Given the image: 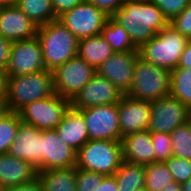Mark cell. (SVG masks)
I'll return each instance as SVG.
<instances>
[{"label": "cell", "instance_id": "7dc6e473", "mask_svg": "<svg viewBox=\"0 0 191 191\" xmlns=\"http://www.w3.org/2000/svg\"><path fill=\"white\" fill-rule=\"evenodd\" d=\"M186 122L191 126V104L187 106V120Z\"/></svg>", "mask_w": 191, "mask_h": 191}, {"label": "cell", "instance_id": "30bf717a", "mask_svg": "<svg viewBox=\"0 0 191 191\" xmlns=\"http://www.w3.org/2000/svg\"><path fill=\"white\" fill-rule=\"evenodd\" d=\"M45 70L40 41L37 37L13 42L6 77L28 75Z\"/></svg>", "mask_w": 191, "mask_h": 191}, {"label": "cell", "instance_id": "d6a6232c", "mask_svg": "<svg viewBox=\"0 0 191 191\" xmlns=\"http://www.w3.org/2000/svg\"><path fill=\"white\" fill-rule=\"evenodd\" d=\"M105 175L76 168V191H97Z\"/></svg>", "mask_w": 191, "mask_h": 191}, {"label": "cell", "instance_id": "7bdbcfd3", "mask_svg": "<svg viewBox=\"0 0 191 191\" xmlns=\"http://www.w3.org/2000/svg\"><path fill=\"white\" fill-rule=\"evenodd\" d=\"M161 191H182V186L180 183L174 181L167 184Z\"/></svg>", "mask_w": 191, "mask_h": 191}, {"label": "cell", "instance_id": "52a82bcc", "mask_svg": "<svg viewBox=\"0 0 191 191\" xmlns=\"http://www.w3.org/2000/svg\"><path fill=\"white\" fill-rule=\"evenodd\" d=\"M70 106L69 99L55 93L25 105L18 114L22 122L33 125L39 130H50L57 127Z\"/></svg>", "mask_w": 191, "mask_h": 191}, {"label": "cell", "instance_id": "8fae6325", "mask_svg": "<svg viewBox=\"0 0 191 191\" xmlns=\"http://www.w3.org/2000/svg\"><path fill=\"white\" fill-rule=\"evenodd\" d=\"M86 122L89 140H120L118 104L79 110Z\"/></svg>", "mask_w": 191, "mask_h": 191}, {"label": "cell", "instance_id": "6da1fadb", "mask_svg": "<svg viewBox=\"0 0 191 191\" xmlns=\"http://www.w3.org/2000/svg\"><path fill=\"white\" fill-rule=\"evenodd\" d=\"M111 18L124 28L138 49L169 25L152 1L128 0Z\"/></svg>", "mask_w": 191, "mask_h": 191}, {"label": "cell", "instance_id": "8992f818", "mask_svg": "<svg viewBox=\"0 0 191 191\" xmlns=\"http://www.w3.org/2000/svg\"><path fill=\"white\" fill-rule=\"evenodd\" d=\"M171 72L137 57L133 82L127 95L153 102L170 95Z\"/></svg>", "mask_w": 191, "mask_h": 191}, {"label": "cell", "instance_id": "ac0fdd59", "mask_svg": "<svg viewBox=\"0 0 191 191\" xmlns=\"http://www.w3.org/2000/svg\"><path fill=\"white\" fill-rule=\"evenodd\" d=\"M36 26L16 5L0 8V37L12 42L36 37Z\"/></svg>", "mask_w": 191, "mask_h": 191}, {"label": "cell", "instance_id": "bcb514c9", "mask_svg": "<svg viewBox=\"0 0 191 191\" xmlns=\"http://www.w3.org/2000/svg\"><path fill=\"white\" fill-rule=\"evenodd\" d=\"M181 186H182V191H191V178L186 182L182 183Z\"/></svg>", "mask_w": 191, "mask_h": 191}, {"label": "cell", "instance_id": "d6986e66", "mask_svg": "<svg viewBox=\"0 0 191 191\" xmlns=\"http://www.w3.org/2000/svg\"><path fill=\"white\" fill-rule=\"evenodd\" d=\"M37 177V169L25 160L9 153L0 154V190L29 183Z\"/></svg>", "mask_w": 191, "mask_h": 191}, {"label": "cell", "instance_id": "836d02e7", "mask_svg": "<svg viewBox=\"0 0 191 191\" xmlns=\"http://www.w3.org/2000/svg\"><path fill=\"white\" fill-rule=\"evenodd\" d=\"M170 22L175 16L182 13L189 5L190 0H152Z\"/></svg>", "mask_w": 191, "mask_h": 191}, {"label": "cell", "instance_id": "3957f363", "mask_svg": "<svg viewBox=\"0 0 191 191\" xmlns=\"http://www.w3.org/2000/svg\"><path fill=\"white\" fill-rule=\"evenodd\" d=\"M36 37L40 41L43 63L48 71L77 56L79 40L58 20L39 26Z\"/></svg>", "mask_w": 191, "mask_h": 191}, {"label": "cell", "instance_id": "cb8c5ba5", "mask_svg": "<svg viewBox=\"0 0 191 191\" xmlns=\"http://www.w3.org/2000/svg\"><path fill=\"white\" fill-rule=\"evenodd\" d=\"M114 176L119 191H138L145 188V165L123 161Z\"/></svg>", "mask_w": 191, "mask_h": 191}, {"label": "cell", "instance_id": "1f68e13d", "mask_svg": "<svg viewBox=\"0 0 191 191\" xmlns=\"http://www.w3.org/2000/svg\"><path fill=\"white\" fill-rule=\"evenodd\" d=\"M165 164L177 183L182 184L191 178L190 160L171 156Z\"/></svg>", "mask_w": 191, "mask_h": 191}, {"label": "cell", "instance_id": "74e56055", "mask_svg": "<svg viewBox=\"0 0 191 191\" xmlns=\"http://www.w3.org/2000/svg\"><path fill=\"white\" fill-rule=\"evenodd\" d=\"M13 42L0 37V69L6 70Z\"/></svg>", "mask_w": 191, "mask_h": 191}, {"label": "cell", "instance_id": "2e32d148", "mask_svg": "<svg viewBox=\"0 0 191 191\" xmlns=\"http://www.w3.org/2000/svg\"><path fill=\"white\" fill-rule=\"evenodd\" d=\"M8 153L42 171V130L21 122Z\"/></svg>", "mask_w": 191, "mask_h": 191}, {"label": "cell", "instance_id": "d4e9b609", "mask_svg": "<svg viewBox=\"0 0 191 191\" xmlns=\"http://www.w3.org/2000/svg\"><path fill=\"white\" fill-rule=\"evenodd\" d=\"M15 5L38 27L58 19L51 0H16Z\"/></svg>", "mask_w": 191, "mask_h": 191}, {"label": "cell", "instance_id": "c3c4849f", "mask_svg": "<svg viewBox=\"0 0 191 191\" xmlns=\"http://www.w3.org/2000/svg\"><path fill=\"white\" fill-rule=\"evenodd\" d=\"M132 1H152V0H132Z\"/></svg>", "mask_w": 191, "mask_h": 191}, {"label": "cell", "instance_id": "b9f144b4", "mask_svg": "<svg viewBox=\"0 0 191 191\" xmlns=\"http://www.w3.org/2000/svg\"><path fill=\"white\" fill-rule=\"evenodd\" d=\"M6 76L5 71L0 69V99L5 98Z\"/></svg>", "mask_w": 191, "mask_h": 191}, {"label": "cell", "instance_id": "7a4b0ae2", "mask_svg": "<svg viewBox=\"0 0 191 191\" xmlns=\"http://www.w3.org/2000/svg\"><path fill=\"white\" fill-rule=\"evenodd\" d=\"M55 94L53 72L6 77L5 103L10 112H18L25 105Z\"/></svg>", "mask_w": 191, "mask_h": 191}, {"label": "cell", "instance_id": "f1b7e54d", "mask_svg": "<svg viewBox=\"0 0 191 191\" xmlns=\"http://www.w3.org/2000/svg\"><path fill=\"white\" fill-rule=\"evenodd\" d=\"M173 156L191 161V126L186 122L171 133Z\"/></svg>", "mask_w": 191, "mask_h": 191}, {"label": "cell", "instance_id": "9a60e30c", "mask_svg": "<svg viewBox=\"0 0 191 191\" xmlns=\"http://www.w3.org/2000/svg\"><path fill=\"white\" fill-rule=\"evenodd\" d=\"M151 103L123 94L118 102L120 141L126 135L146 131L150 123Z\"/></svg>", "mask_w": 191, "mask_h": 191}, {"label": "cell", "instance_id": "4316f807", "mask_svg": "<svg viewBox=\"0 0 191 191\" xmlns=\"http://www.w3.org/2000/svg\"><path fill=\"white\" fill-rule=\"evenodd\" d=\"M170 95L186 106L191 104V68H176L171 71Z\"/></svg>", "mask_w": 191, "mask_h": 191}, {"label": "cell", "instance_id": "603a6c76", "mask_svg": "<svg viewBox=\"0 0 191 191\" xmlns=\"http://www.w3.org/2000/svg\"><path fill=\"white\" fill-rule=\"evenodd\" d=\"M44 191H76V166L45 169L37 177Z\"/></svg>", "mask_w": 191, "mask_h": 191}, {"label": "cell", "instance_id": "60d3db41", "mask_svg": "<svg viewBox=\"0 0 191 191\" xmlns=\"http://www.w3.org/2000/svg\"><path fill=\"white\" fill-rule=\"evenodd\" d=\"M97 191H119L115 176H105Z\"/></svg>", "mask_w": 191, "mask_h": 191}, {"label": "cell", "instance_id": "7402d4cb", "mask_svg": "<svg viewBox=\"0 0 191 191\" xmlns=\"http://www.w3.org/2000/svg\"><path fill=\"white\" fill-rule=\"evenodd\" d=\"M115 53L101 34L79 40L77 55L95 70Z\"/></svg>", "mask_w": 191, "mask_h": 191}, {"label": "cell", "instance_id": "f546056e", "mask_svg": "<svg viewBox=\"0 0 191 191\" xmlns=\"http://www.w3.org/2000/svg\"><path fill=\"white\" fill-rule=\"evenodd\" d=\"M20 120L18 112L8 111L0 120V154L9 152L14 141Z\"/></svg>", "mask_w": 191, "mask_h": 191}, {"label": "cell", "instance_id": "4dcf8cb0", "mask_svg": "<svg viewBox=\"0 0 191 191\" xmlns=\"http://www.w3.org/2000/svg\"><path fill=\"white\" fill-rule=\"evenodd\" d=\"M155 151V162H165L173 156L171 136L163 132H151Z\"/></svg>", "mask_w": 191, "mask_h": 191}, {"label": "cell", "instance_id": "4fadbf2b", "mask_svg": "<svg viewBox=\"0 0 191 191\" xmlns=\"http://www.w3.org/2000/svg\"><path fill=\"white\" fill-rule=\"evenodd\" d=\"M122 96L112 82L96 73L70 103L72 108L81 110L93 106L118 104Z\"/></svg>", "mask_w": 191, "mask_h": 191}, {"label": "cell", "instance_id": "8d00e7d4", "mask_svg": "<svg viewBox=\"0 0 191 191\" xmlns=\"http://www.w3.org/2000/svg\"><path fill=\"white\" fill-rule=\"evenodd\" d=\"M84 0H51V4L55 15L58 17L62 13L73 9L75 6L83 2Z\"/></svg>", "mask_w": 191, "mask_h": 191}, {"label": "cell", "instance_id": "5b68a950", "mask_svg": "<svg viewBox=\"0 0 191 191\" xmlns=\"http://www.w3.org/2000/svg\"><path fill=\"white\" fill-rule=\"evenodd\" d=\"M187 41V38L168 25L138 49L139 56L171 72L177 68Z\"/></svg>", "mask_w": 191, "mask_h": 191}, {"label": "cell", "instance_id": "5bb4252c", "mask_svg": "<svg viewBox=\"0 0 191 191\" xmlns=\"http://www.w3.org/2000/svg\"><path fill=\"white\" fill-rule=\"evenodd\" d=\"M138 56L139 52H115L98 67L96 73L112 82L122 94H127Z\"/></svg>", "mask_w": 191, "mask_h": 191}, {"label": "cell", "instance_id": "d590c367", "mask_svg": "<svg viewBox=\"0 0 191 191\" xmlns=\"http://www.w3.org/2000/svg\"><path fill=\"white\" fill-rule=\"evenodd\" d=\"M95 5L106 15L111 17L118 9H120L128 0H87Z\"/></svg>", "mask_w": 191, "mask_h": 191}, {"label": "cell", "instance_id": "44dd1931", "mask_svg": "<svg viewBox=\"0 0 191 191\" xmlns=\"http://www.w3.org/2000/svg\"><path fill=\"white\" fill-rule=\"evenodd\" d=\"M55 129L62 141L76 152L89 140L86 122L82 113L71 106Z\"/></svg>", "mask_w": 191, "mask_h": 191}, {"label": "cell", "instance_id": "7c38bea8", "mask_svg": "<svg viewBox=\"0 0 191 191\" xmlns=\"http://www.w3.org/2000/svg\"><path fill=\"white\" fill-rule=\"evenodd\" d=\"M187 106L171 95L151 102L150 132L170 134L176 127L186 123Z\"/></svg>", "mask_w": 191, "mask_h": 191}, {"label": "cell", "instance_id": "f6af8a7d", "mask_svg": "<svg viewBox=\"0 0 191 191\" xmlns=\"http://www.w3.org/2000/svg\"><path fill=\"white\" fill-rule=\"evenodd\" d=\"M16 4V0H0V8L6 6H12Z\"/></svg>", "mask_w": 191, "mask_h": 191}, {"label": "cell", "instance_id": "e575fe53", "mask_svg": "<svg viewBox=\"0 0 191 191\" xmlns=\"http://www.w3.org/2000/svg\"><path fill=\"white\" fill-rule=\"evenodd\" d=\"M169 25L187 39H191V0L187 8L175 16Z\"/></svg>", "mask_w": 191, "mask_h": 191}, {"label": "cell", "instance_id": "f35d334b", "mask_svg": "<svg viewBox=\"0 0 191 191\" xmlns=\"http://www.w3.org/2000/svg\"><path fill=\"white\" fill-rule=\"evenodd\" d=\"M2 191H44L43 186L38 178L35 180L22 184L20 186L6 188Z\"/></svg>", "mask_w": 191, "mask_h": 191}, {"label": "cell", "instance_id": "681fc988", "mask_svg": "<svg viewBox=\"0 0 191 191\" xmlns=\"http://www.w3.org/2000/svg\"><path fill=\"white\" fill-rule=\"evenodd\" d=\"M138 191H147L145 188L141 189V190H138Z\"/></svg>", "mask_w": 191, "mask_h": 191}, {"label": "cell", "instance_id": "e0dca14e", "mask_svg": "<svg viewBox=\"0 0 191 191\" xmlns=\"http://www.w3.org/2000/svg\"><path fill=\"white\" fill-rule=\"evenodd\" d=\"M76 153L62 141L56 129L42 130V170L74 167Z\"/></svg>", "mask_w": 191, "mask_h": 191}, {"label": "cell", "instance_id": "9c48e42d", "mask_svg": "<svg viewBox=\"0 0 191 191\" xmlns=\"http://www.w3.org/2000/svg\"><path fill=\"white\" fill-rule=\"evenodd\" d=\"M52 72L55 93L70 101L96 74V70L78 55Z\"/></svg>", "mask_w": 191, "mask_h": 191}, {"label": "cell", "instance_id": "277c9868", "mask_svg": "<svg viewBox=\"0 0 191 191\" xmlns=\"http://www.w3.org/2000/svg\"><path fill=\"white\" fill-rule=\"evenodd\" d=\"M123 162L120 140H88L76 153V168L112 176Z\"/></svg>", "mask_w": 191, "mask_h": 191}, {"label": "cell", "instance_id": "ee69618b", "mask_svg": "<svg viewBox=\"0 0 191 191\" xmlns=\"http://www.w3.org/2000/svg\"><path fill=\"white\" fill-rule=\"evenodd\" d=\"M7 105L4 99H0V120L8 112Z\"/></svg>", "mask_w": 191, "mask_h": 191}, {"label": "cell", "instance_id": "ffe728a7", "mask_svg": "<svg viewBox=\"0 0 191 191\" xmlns=\"http://www.w3.org/2000/svg\"><path fill=\"white\" fill-rule=\"evenodd\" d=\"M123 161L148 165L155 162V149L149 130L126 135L121 139Z\"/></svg>", "mask_w": 191, "mask_h": 191}, {"label": "cell", "instance_id": "ab89813d", "mask_svg": "<svg viewBox=\"0 0 191 191\" xmlns=\"http://www.w3.org/2000/svg\"><path fill=\"white\" fill-rule=\"evenodd\" d=\"M191 68V39H188L184 52L181 54L177 68Z\"/></svg>", "mask_w": 191, "mask_h": 191}, {"label": "cell", "instance_id": "ba28073f", "mask_svg": "<svg viewBox=\"0 0 191 191\" xmlns=\"http://www.w3.org/2000/svg\"><path fill=\"white\" fill-rule=\"evenodd\" d=\"M109 18L92 3L84 0L73 9L58 16V21L66 26L78 40L101 34Z\"/></svg>", "mask_w": 191, "mask_h": 191}, {"label": "cell", "instance_id": "484cf974", "mask_svg": "<svg viewBox=\"0 0 191 191\" xmlns=\"http://www.w3.org/2000/svg\"><path fill=\"white\" fill-rule=\"evenodd\" d=\"M101 36L111 45L116 53L138 52V48L133 44L129 34L111 17L107 19L101 31Z\"/></svg>", "mask_w": 191, "mask_h": 191}, {"label": "cell", "instance_id": "83f0119b", "mask_svg": "<svg viewBox=\"0 0 191 191\" xmlns=\"http://www.w3.org/2000/svg\"><path fill=\"white\" fill-rule=\"evenodd\" d=\"M174 177L165 162H153L145 165V189L147 191H161Z\"/></svg>", "mask_w": 191, "mask_h": 191}]
</instances>
